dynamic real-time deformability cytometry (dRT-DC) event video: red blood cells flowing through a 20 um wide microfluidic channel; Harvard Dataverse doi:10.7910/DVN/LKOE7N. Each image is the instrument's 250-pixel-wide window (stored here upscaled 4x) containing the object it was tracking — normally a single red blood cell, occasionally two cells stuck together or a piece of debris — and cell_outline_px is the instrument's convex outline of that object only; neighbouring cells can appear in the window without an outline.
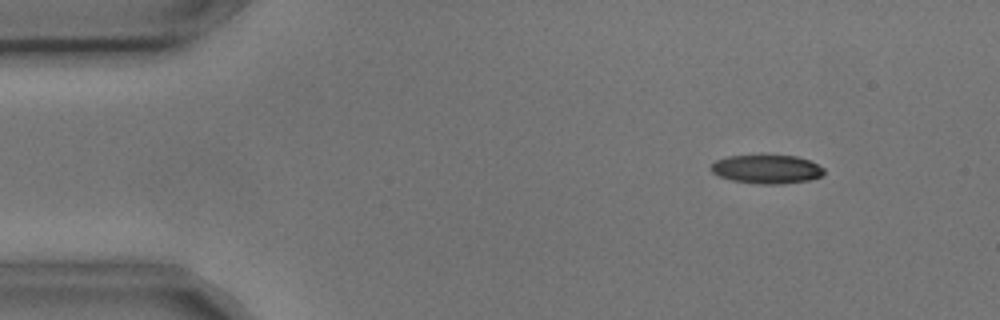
{"species": "common noctule bat (a hibernating species)", "species_latin": "Nyctalus noctula", "temperature_condition": "cold", "stored_images_in_passage": 4, "camera_frame_rate_fps": 3000, "um_per_image_px": 0.085, "animal": {"sex": "male", "body_mass_g": 17.9, "forearm_length_mm": 54.2}, "frame": {"image": 1, "passage_image": 2, "time_ms": 0.333, "image_size_px": [1000, 320], "cell_outline_px": [[824, 172], [820, 176], [808, 180], [780, 184], [764, 184], [732, 180], [720, 176], [712, 172], [708, 168], [716, 160], [728, 156], [796, 156], [808, 160], [824, 168]], "centroid_in_image_um": [65.15, 14.38], "position_along_channel_um": 19.9, "area_um2": 18.55}}